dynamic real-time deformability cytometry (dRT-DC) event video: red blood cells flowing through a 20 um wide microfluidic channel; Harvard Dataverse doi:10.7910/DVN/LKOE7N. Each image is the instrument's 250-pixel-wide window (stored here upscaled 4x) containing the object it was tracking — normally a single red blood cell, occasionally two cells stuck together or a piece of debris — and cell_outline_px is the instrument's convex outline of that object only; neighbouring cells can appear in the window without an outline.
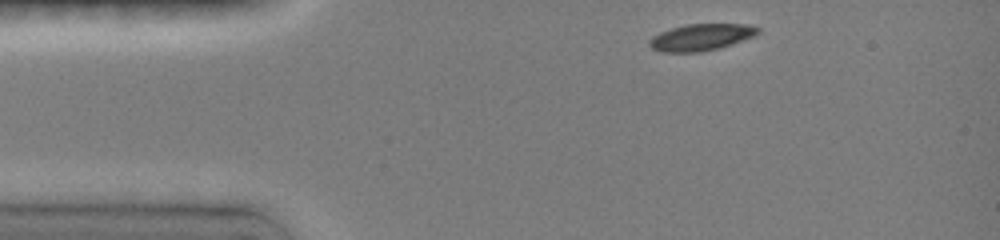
{"species": "common noctule bat (a hibernating species)", "species_latin": "Nyctalus noctula", "temperature_condition": "room temperature", "stored_images_in_passage": 6, "camera_frame_rate_fps": 3000, "um_per_image_px": 0.085, "animal": {"sex": "female", "body_mass_g": 19.0, "forearm_length_mm": 51.5}, "frame": {"image": 1, "passage_image": 1, "time_ms": 0.0, "image_size_px": [1000, 240], "cell_outline_px": [[760, 32], [752, 36], [716, 48], [700, 52], [664, 52], [652, 48], [648, 44], [648, 40], [652, 36], [660, 32], [672, 28], [688, 24], [744, 24], [760, 28]], "centroid_in_image_um": [59.52, 3.16], "position_along_channel_um": 25.5, "area_um2": 16.47}}
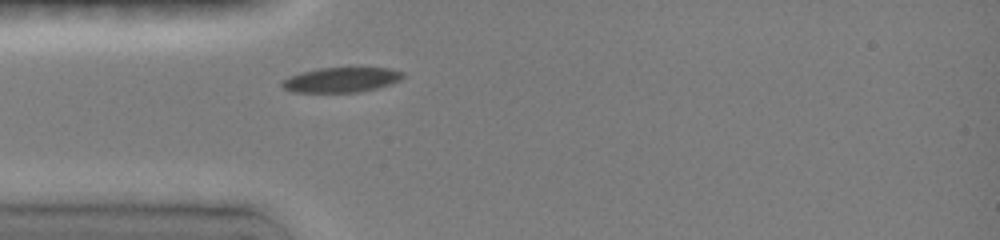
{"frame": {"image": 2, "passage_image": 6, "time_ms": 2.0, "image_size_px": [1000, 240], "cell_outline_px": [[404, 76], [400, 80], [376, 88], [356, 92], [292, 92], [284, 88], [280, 84], [284, 80], [300, 72], [320, 68], [388, 68], [404, 72]], "centroid_in_image_um": [29.01, 6.78], "position_along_channel_um": 56.0, "area_um2": 17.28}}